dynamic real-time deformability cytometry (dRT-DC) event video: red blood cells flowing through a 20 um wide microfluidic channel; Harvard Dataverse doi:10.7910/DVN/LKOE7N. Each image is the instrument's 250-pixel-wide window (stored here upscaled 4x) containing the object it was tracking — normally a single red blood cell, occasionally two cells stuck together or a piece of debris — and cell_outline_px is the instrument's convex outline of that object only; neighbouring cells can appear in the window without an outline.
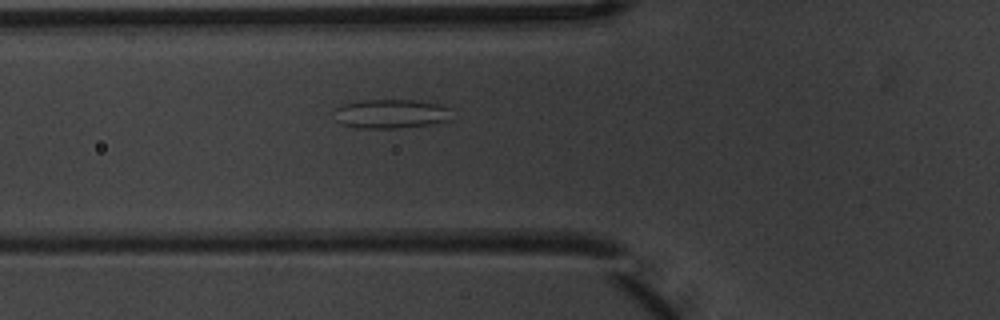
{"species": "common noctule bat (a hibernating species)", "species_latin": "Nyctalus noctula", "temperature_condition": "warm", "stored_images_in_passage": 4, "camera_frame_rate_fps": 3000, "um_per_image_px": 0.085, "animal": {"sex": "male", "body_mass_g": 20.1, "forearm_length_mm": 53.5}, "frame": {"image": 1, "passage_image": 4, "time_ms": 1.0, "image_size_px": [1000, 320], "cell_outline_px": [[452, 108], [448, 120], [428, 124], [396, 128], [360, 128], [344, 124], [336, 120], [336, 108], [340, 104], [360, 100], [416, 100], [444, 104]], "centroid_in_image_um": [33.25, 9.65], "position_along_channel_um": 92.5, "area_um2": 19.94}}